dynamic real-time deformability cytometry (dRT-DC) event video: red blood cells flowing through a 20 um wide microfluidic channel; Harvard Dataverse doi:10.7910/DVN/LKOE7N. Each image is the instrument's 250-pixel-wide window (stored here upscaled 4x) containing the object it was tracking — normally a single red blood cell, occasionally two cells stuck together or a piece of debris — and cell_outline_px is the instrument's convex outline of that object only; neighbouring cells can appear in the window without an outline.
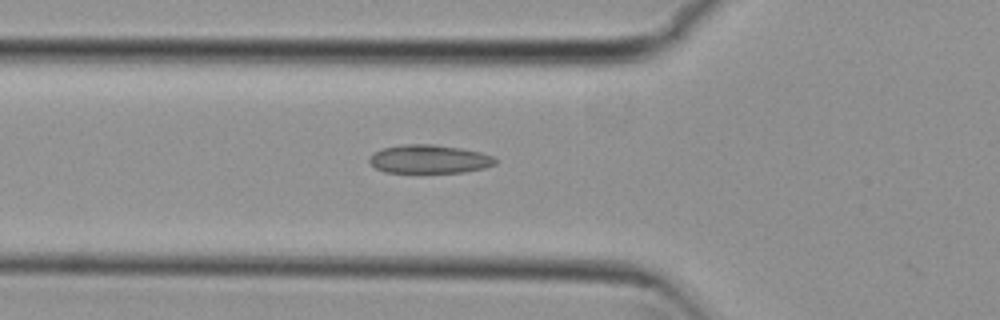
{"species": "common noctule bat (a hibernating species)", "species_latin": "Nyctalus noctula", "temperature_condition": "cold", "stored_images_in_passage": 15, "camera_frame_rate_fps": 3000, "um_per_image_px": 0.085, "animal": {"sex": "female", "body_mass_g": 29.2, "forearm_length_mm": 56.3}, "frame": {"image": 1, "passage_image": 10, "time_ms": 3.0, "image_size_px": [1000, 320], "cell_outline_px": [[496, 164], [484, 168], [464, 172], [384, 172], [376, 168], [368, 160], [368, 156], [372, 152], [384, 148], [400, 144], [432, 144], [460, 148], [480, 152], [492, 156], [496, 160]], "centroid_in_image_um": [36.45, 13.52], "position_along_channel_um": 89.4, "area_um2": 20.92}}
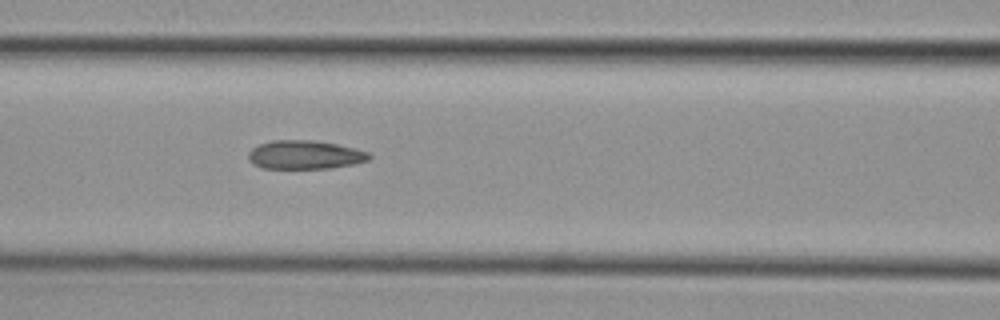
{"frame": {"image": 2, "passage_image": 14, "time_ms": 4.333, "image_size_px": [1000, 320], "cell_outline_px": [[372, 156], [368, 160], [356, 164], [332, 168], [260, 168], [252, 164], [248, 160], [248, 152], [252, 148], [260, 144], [272, 140], [312, 140], [336, 144], [356, 148], [368, 152]], "centroid_in_image_um": [25.91, 13.16], "position_along_channel_um": 140.7, "area_um2": 20.35}}